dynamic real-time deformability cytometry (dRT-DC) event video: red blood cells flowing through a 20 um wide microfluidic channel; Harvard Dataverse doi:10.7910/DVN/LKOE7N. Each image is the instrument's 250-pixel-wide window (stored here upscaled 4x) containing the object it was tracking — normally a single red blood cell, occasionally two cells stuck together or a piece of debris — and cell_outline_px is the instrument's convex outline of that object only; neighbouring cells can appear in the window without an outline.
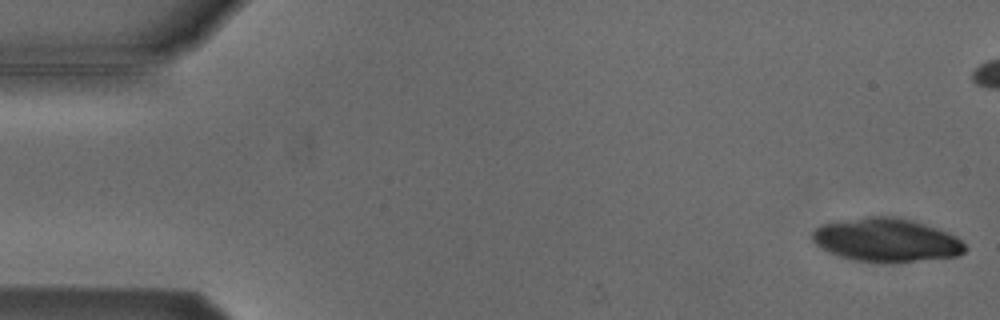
{"species": "Egyptian fruit bat (a non-hibernating species)", "species_latin": "Rousettus aegyptiacus", "temperature_condition": "cold", "stored_images_in_passage": 6, "camera_frame_rate_fps": 3000, "um_per_image_px": 0.085, "animal": {"sex": "male"}, "frame": {"image": 1, "passage_image": 1, "time_ms": 0.0, "image_size_px": [1000, 320], "cell_outline_px": [[968, 248], [964, 252], [956, 256], [912, 260], [852, 260], [828, 252], [820, 248], [812, 240], [812, 232], [820, 224], [868, 216], [896, 216], [912, 220], [948, 232], [956, 236]], "centroid_in_image_um": [75.31, 20.36], "position_along_channel_um": 9.7, "area_um2": 37.92}}